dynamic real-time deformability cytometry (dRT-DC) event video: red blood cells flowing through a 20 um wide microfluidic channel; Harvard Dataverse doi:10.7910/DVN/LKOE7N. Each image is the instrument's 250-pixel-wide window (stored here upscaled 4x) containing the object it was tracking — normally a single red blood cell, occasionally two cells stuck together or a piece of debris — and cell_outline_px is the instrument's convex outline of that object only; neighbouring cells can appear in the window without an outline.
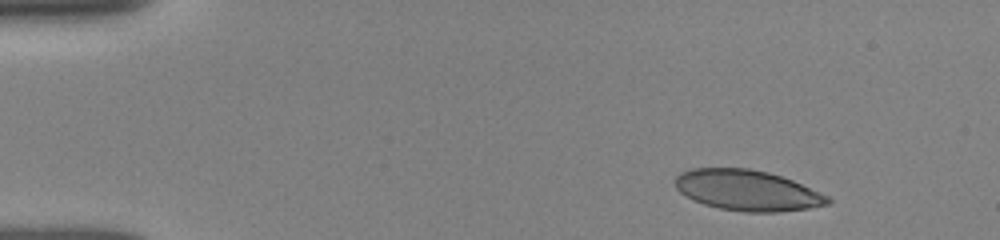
{"species": "human", "species_latin": "Homo sapiens", "temperature_condition": "room temperature", "stored_images_in_passage": 7, "camera_frame_rate_fps": 3000, "um_per_image_px": 0.085, "donor": {"sex": "female"}, "frame": {"image": 1, "passage_image": 2, "time_ms": 1.0, "image_size_px": [1000, 240], "cell_outline_px": [[832, 200], [828, 204], [808, 208], [780, 212], [744, 212], [720, 208], [704, 204], [692, 200], [680, 192], [676, 188], [676, 176], [680, 172], [692, 168], [748, 168], [768, 172], [792, 180], [828, 196]], "centroid_in_image_um": [63.5, 16.18], "position_along_channel_um": 21.5, "area_um2": 36.01}}
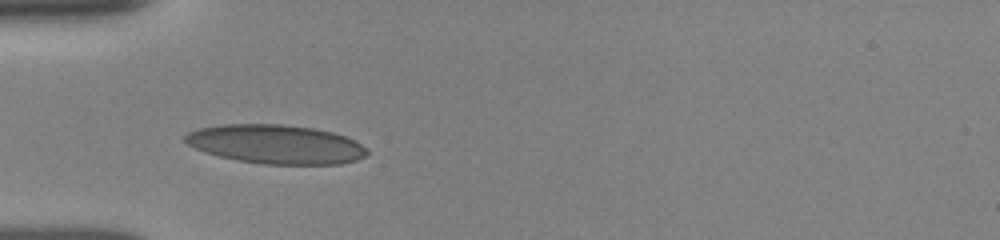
{"frame": {"image": 2, "passage_image": 6, "time_ms": 4.333, "image_size_px": [1000, 240], "cell_outline_px": [[368, 156], [356, 160], [340, 164], [264, 164], [240, 160], [220, 156], [196, 148], [188, 144], [184, 140], [184, 136], [188, 132], [200, 128], [220, 124], [280, 124], [312, 128], [332, 132], [356, 140], [368, 148]], "centroid_in_image_um": [23.5, 12.26], "position_along_channel_um": 61.5, "area_um2": 41.21}}